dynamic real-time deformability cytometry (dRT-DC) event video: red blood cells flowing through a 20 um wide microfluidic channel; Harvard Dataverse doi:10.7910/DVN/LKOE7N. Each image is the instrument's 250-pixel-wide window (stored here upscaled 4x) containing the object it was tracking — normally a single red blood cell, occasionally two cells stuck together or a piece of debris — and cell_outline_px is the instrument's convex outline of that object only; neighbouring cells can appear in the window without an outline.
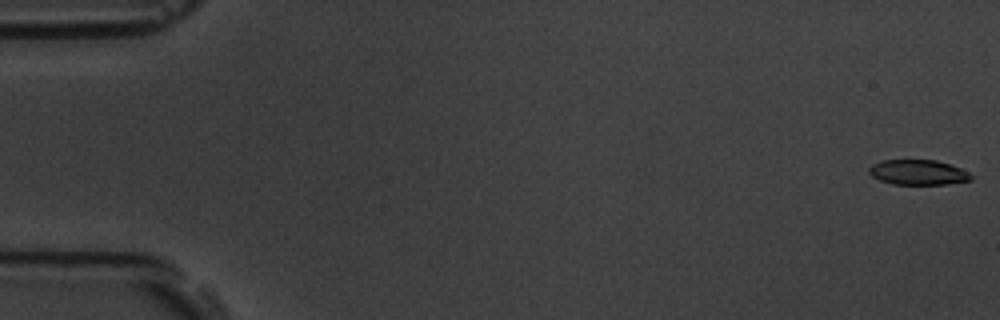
{"species": "common noctule bat (a hibernating species)", "species_latin": "Nyctalus noctula", "temperature_condition": "room temperature", "stored_images_in_passage": 7, "camera_frame_rate_fps": 3000, "um_per_image_px": 0.085, "animal": {"sex": "male", "body_mass_g": 19.5, "forearm_length_mm": 54.6}, "frame": {"image": 1, "passage_image": 1, "time_ms": 0.0, "image_size_px": [1000, 320], "cell_outline_px": [[972, 180], [948, 184], [892, 184], [880, 180], [872, 176], [868, 172], [868, 168], [872, 164], [880, 160], [936, 160], [960, 168], [968, 172], [972, 176]], "centroid_in_image_um": [78.01, 14.65], "position_along_channel_um": 7.0, "area_um2": 14.91}}
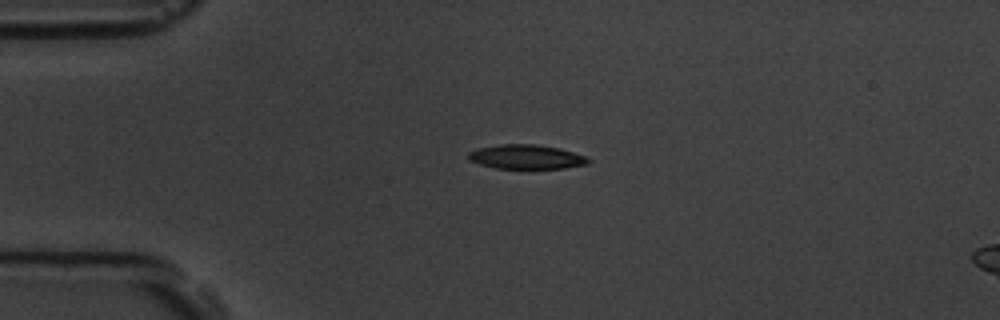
{"frame": {"image": 2, "passage_image": 5, "time_ms": 4.333, "image_size_px": [1000, 320], "cell_outline_px": [[592, 160], [588, 164], [564, 168], [496, 168], [480, 164], [468, 160], [468, 152], [476, 148], [500, 144], [536, 144], [560, 148], [588, 156]], "centroid_in_image_um": [44.76, 13.32], "position_along_channel_um": 40.2, "area_um2": 17.17}}
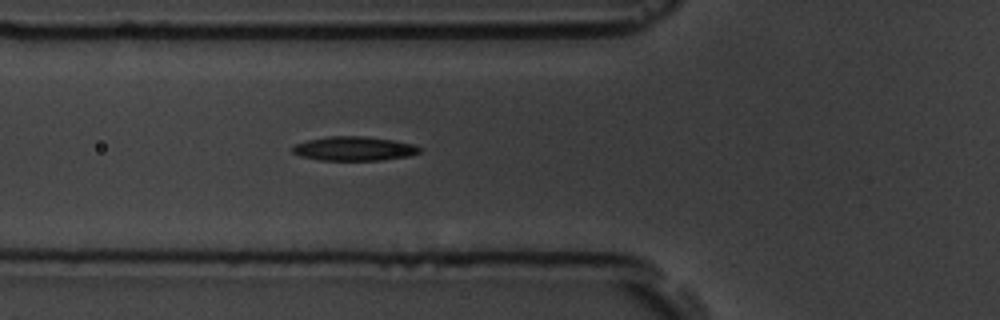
{"frame": {"image": 3, "passage_image": 7, "time_ms": 6.667, "image_size_px": [1000, 320], "cell_outline_px": [[420, 152], [408, 156], [380, 160], [320, 160], [300, 156], [292, 152], [292, 148], [296, 144], [308, 140], [328, 136], [364, 136], [396, 140], [416, 144], [420, 148]], "centroid_in_image_um": [30.12, 12.62], "position_along_channel_um": 95.7, "area_um2": 17.92}}